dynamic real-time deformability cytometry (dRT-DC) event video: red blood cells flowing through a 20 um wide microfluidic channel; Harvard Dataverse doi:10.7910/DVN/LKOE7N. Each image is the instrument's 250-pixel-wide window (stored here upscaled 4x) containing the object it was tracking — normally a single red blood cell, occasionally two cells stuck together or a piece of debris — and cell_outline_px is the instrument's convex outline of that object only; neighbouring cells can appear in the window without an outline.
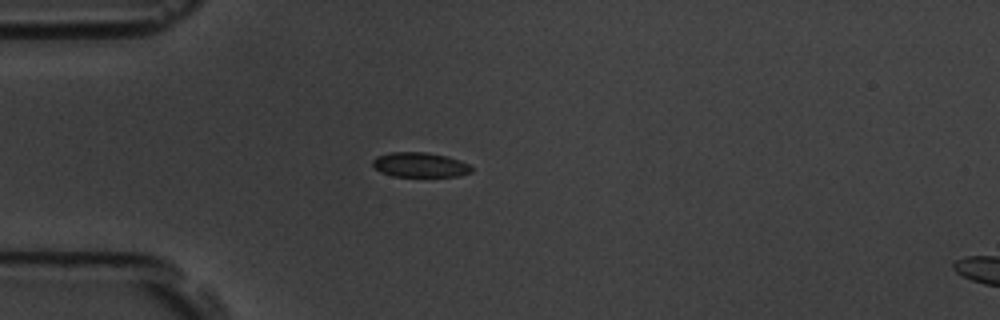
{"species": "common noctule bat (a hibernating species)", "species_latin": "Nyctalus noctula", "temperature_condition": "room temperature", "stored_images_in_passage": 4, "camera_frame_rate_fps": 3000, "um_per_image_px": 0.085, "animal": {"sex": "male", "body_mass_g": 19.5, "forearm_length_mm": 54.6}, "frame": {"image": 1, "passage_image": 4, "time_ms": 1.0, "image_size_px": [1000, 320], "cell_outline_px": [[472, 172], [460, 176], [392, 176], [380, 172], [372, 164], [372, 160], [376, 156], [392, 152], [424, 152], [448, 156], [460, 160], [468, 164], [472, 168]], "centroid_in_image_um": [35.7, 14.01], "position_along_channel_um": 49.3, "area_um2": 14.28}}